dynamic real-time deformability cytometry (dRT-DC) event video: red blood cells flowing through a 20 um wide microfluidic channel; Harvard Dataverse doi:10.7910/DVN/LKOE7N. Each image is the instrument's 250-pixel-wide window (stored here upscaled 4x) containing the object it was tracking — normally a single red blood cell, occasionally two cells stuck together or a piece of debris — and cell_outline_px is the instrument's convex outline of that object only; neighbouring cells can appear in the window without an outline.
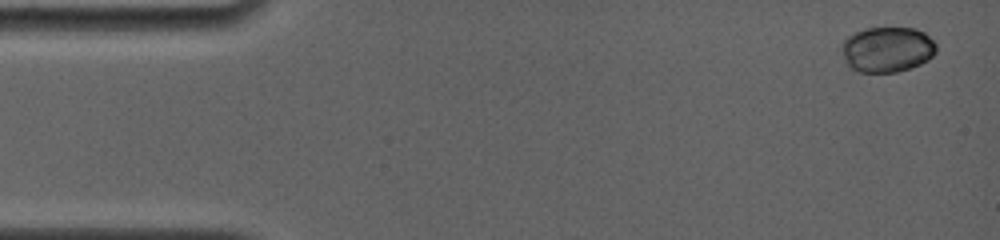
{"species": "common noctule bat (a hibernating species)", "species_latin": "Nyctalus noctula", "temperature_condition": "room temperature", "stored_images_in_passage": 9, "camera_frame_rate_fps": 4000, "um_per_image_px": 0.085, "animal": {"sex": "female", "body_mass_g": 19.0, "forearm_length_mm": 56.7}, "frame": {"image": 1, "passage_image": 1, "time_ms": 0.0, "image_size_px": [1000, 240], "cell_outline_px": [[936, 52], [928, 60], [912, 68], [896, 72], [860, 72], [852, 68], [848, 64], [840, 48], [840, 44], [848, 36], [864, 28], [916, 28], [924, 32], [936, 44]], "centroid_in_image_um": [75.42, 4.2], "position_along_channel_um": 9.6, "area_um2": 25.09}}
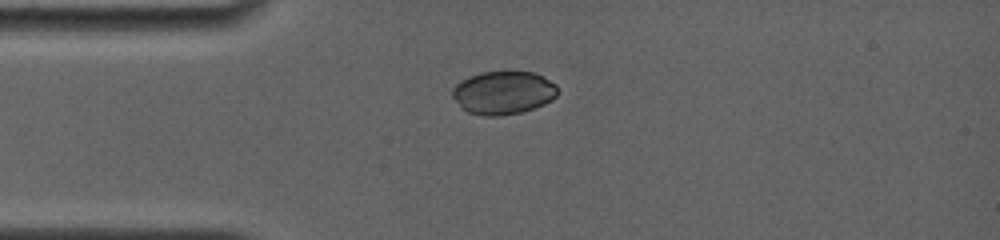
{"frame": {"image": 2, "passage_image": 7, "time_ms": 3.5, "image_size_px": [1000, 240], "cell_outline_px": [[556, 96], [552, 100], [544, 104], [520, 112], [500, 116], [488, 116], [468, 112], [460, 108], [452, 96], [452, 88], [460, 80], [468, 76], [484, 72], [536, 72], [556, 84]], "centroid_in_image_um": [42.75, 7.88], "position_along_channel_um": 42.3, "area_um2": 26.47}}
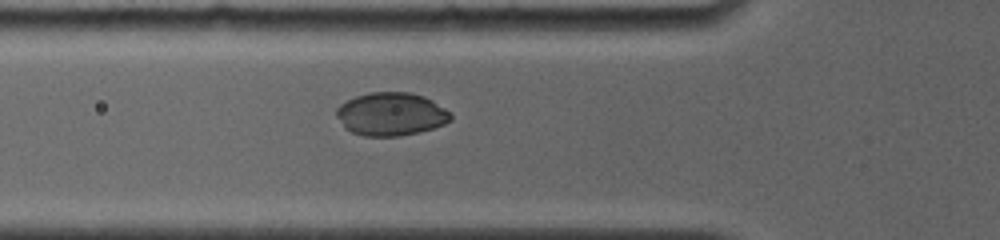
{"frame": {"image": 3, "passage_image": 9, "time_ms": 5.25, "image_size_px": [1000, 240], "cell_outline_px": [[452, 120], [444, 124], [420, 132], [396, 136], [364, 136], [352, 132], [344, 128], [336, 116], [336, 108], [340, 104], [356, 96], [368, 92], [408, 92], [424, 96], [432, 100], [444, 108], [452, 116]], "centroid_in_image_um": [33.21, 9.7], "position_along_channel_um": 92.6, "area_um2": 28.73}}